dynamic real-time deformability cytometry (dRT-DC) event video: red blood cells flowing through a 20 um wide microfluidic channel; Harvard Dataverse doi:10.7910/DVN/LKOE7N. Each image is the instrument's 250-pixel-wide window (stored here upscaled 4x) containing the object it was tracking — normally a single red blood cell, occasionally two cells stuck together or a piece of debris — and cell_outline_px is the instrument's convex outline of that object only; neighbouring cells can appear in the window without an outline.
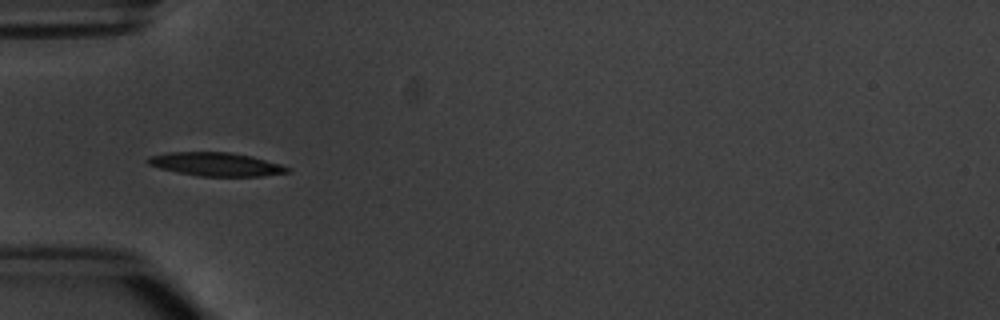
{"species": "common noctule bat (a hibernating species)", "species_latin": "Nyctalus noctula", "temperature_condition": "warm", "stored_images_in_passage": 4, "camera_frame_rate_fps": 3000, "um_per_image_px": 0.085, "animal": {"sex": "male", "body_mass_g": 20.1, "forearm_length_mm": 53.5}, "frame": {"image": 1, "passage_image": 1, "time_ms": 0.0, "image_size_px": [1000, 320], "cell_outline_px": [[292, 168], [288, 172], [264, 176], [200, 176], [160, 168], [148, 164], [144, 160], [148, 156], [168, 152], [228, 152], [252, 156], [280, 164]], "centroid_in_image_um": [18.35, 13.95], "position_along_channel_um": 66.6, "area_um2": 19.07}}
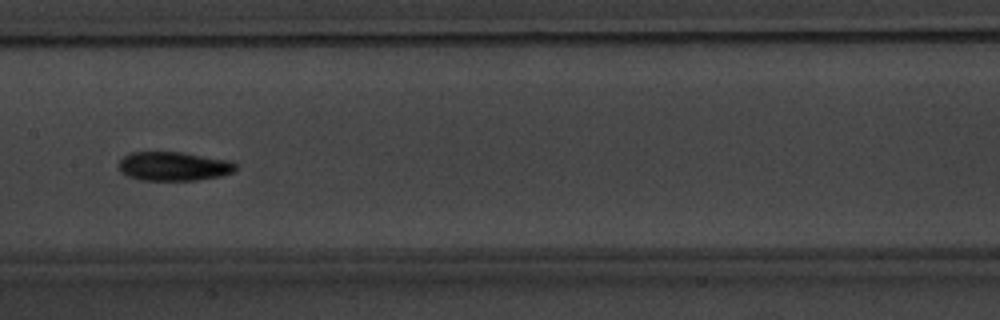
{"frame": {"image": 2, "passage_image": 4, "time_ms": 3.333, "image_size_px": [1000, 320], "cell_outline_px": [[236, 168], [232, 172], [220, 176], [196, 180], [140, 180], [128, 176], [120, 172], [116, 164], [124, 156], [132, 152], [180, 152], [232, 160], [236, 164]], "centroid_in_image_um": [14.73, 14.13], "position_along_channel_um": 192.7, "area_um2": 19.88}}